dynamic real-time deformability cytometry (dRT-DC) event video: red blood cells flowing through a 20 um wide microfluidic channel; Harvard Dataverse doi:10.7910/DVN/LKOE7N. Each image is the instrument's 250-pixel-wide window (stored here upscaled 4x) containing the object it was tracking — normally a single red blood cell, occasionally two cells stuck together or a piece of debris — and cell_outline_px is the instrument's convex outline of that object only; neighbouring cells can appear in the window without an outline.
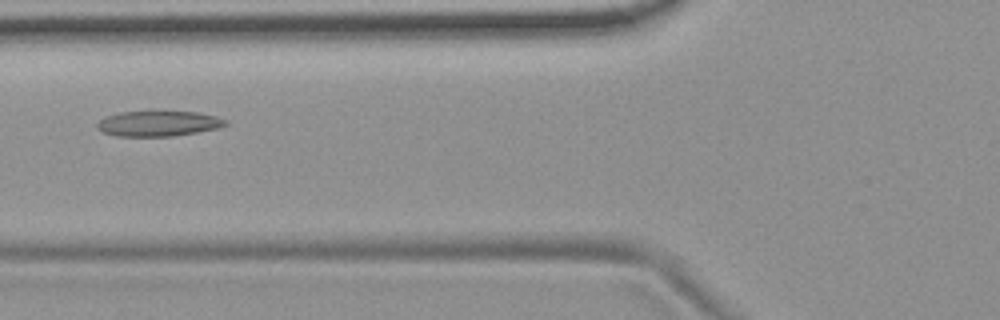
{"species": "common noctule bat (a hibernating species)", "species_latin": "Nyctalus noctula", "temperature_condition": "room temperature", "stored_images_in_passage": 51, "camera_frame_rate_fps": 3000, "um_per_image_px": 0.085, "animal": {"sex": "female", "body_mass_g": 19.9}, "frame": {"image": 1, "passage_image": 18, "time_ms": 5.667, "image_size_px": [1000, 320], "cell_outline_px": [[228, 124], [216, 128], [196, 132], [172, 136], [116, 136], [100, 132], [96, 128], [96, 124], [100, 120], [108, 116], [120, 112], [156, 108], [196, 112], [216, 116], [228, 120]], "centroid_in_image_um": [13.43, 10.45], "position_along_channel_um": 112.4, "area_um2": 19.88}}
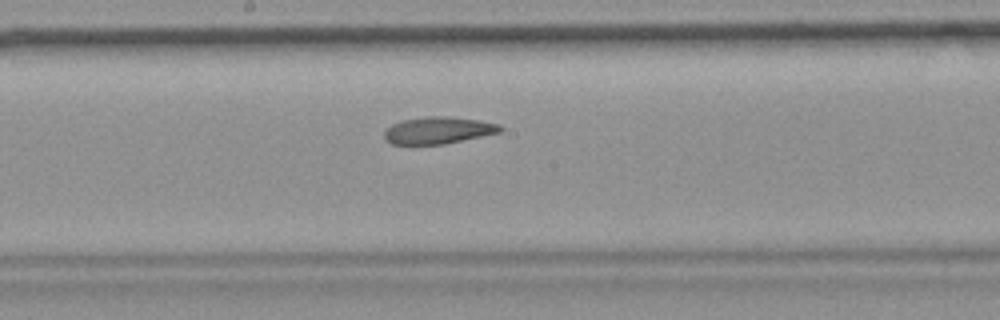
{"frame": {"image": 2, "passage_image": 26, "time_ms": 8.333, "image_size_px": [1000, 320], "cell_outline_px": [[504, 128], [500, 132], [444, 144], [392, 144], [384, 140], [384, 132], [392, 124], [400, 120], [428, 116], [448, 116], [476, 120], [500, 124]], "centroid_in_image_um": [37.22, 11.07], "position_along_channel_um": 211.0, "area_um2": 18.15}}
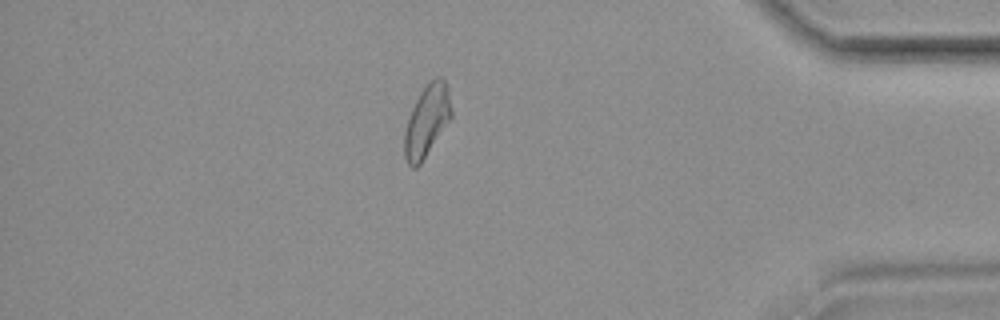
{"frame": {"image": 3, "passage_image": 44, "time_ms": 14.333, "image_size_px": [1000, 320], "cell_outline_px": [[452, 116], [420, 164], [416, 168], [412, 168], [408, 164], [404, 156], [404, 132], [412, 108], [420, 92], [428, 80], [436, 76], [440, 76], [444, 80], [448, 88], [452, 112]], "centroid_in_image_um": [36.28, 10.24], "position_along_channel_um": 398.9, "area_um2": 19.48}, "authors_computed_cell_mechanics": {"area_um2": 19.7676, "velocity_mm_per_s": 3.7103, "shape_relaxation_time_tau1_ms": null, "shape_relaxation_time_tau2_ms": 5.9502, "deformation_change_tau1": null, "deformation_change_tau2": 0.144}}